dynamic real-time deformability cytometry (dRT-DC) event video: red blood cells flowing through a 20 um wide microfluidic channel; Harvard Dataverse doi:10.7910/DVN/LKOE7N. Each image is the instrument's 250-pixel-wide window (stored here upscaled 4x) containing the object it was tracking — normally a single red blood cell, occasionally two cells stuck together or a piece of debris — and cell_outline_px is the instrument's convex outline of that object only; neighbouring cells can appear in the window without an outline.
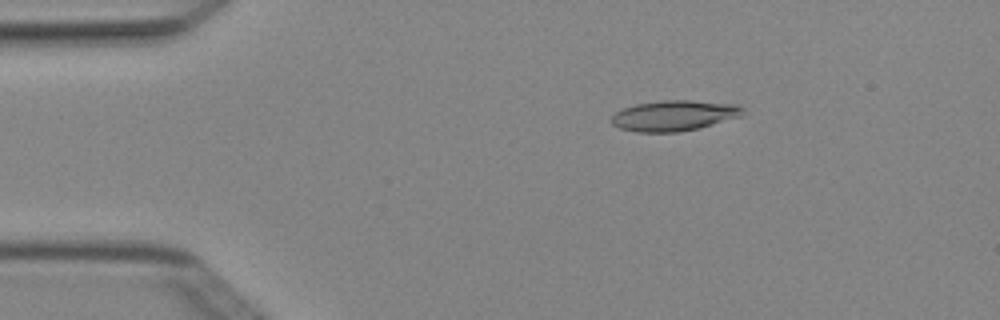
{"species": "Egyptian fruit bat (a non-hibernating species)", "species_latin": "Rousettus aegyptiacus", "temperature_condition": "cold", "stored_images_in_passage": 2, "camera_frame_rate_fps": 3000, "um_per_image_px": 0.085, "animal": {"sex": "female"}, "frame": {"image": 1, "passage_image": 1, "time_ms": 0.0, "image_size_px": [1000, 320], "cell_outline_px": [[744, 108], [740, 116], [700, 128], [676, 132], [636, 132], [620, 128], [612, 124], [612, 116], [616, 112], [624, 108], [636, 104], [664, 100], [688, 100], [736, 104]], "centroid_in_image_um": [57.29, 9.83], "position_along_channel_um": 27.7, "area_um2": 23.18}}